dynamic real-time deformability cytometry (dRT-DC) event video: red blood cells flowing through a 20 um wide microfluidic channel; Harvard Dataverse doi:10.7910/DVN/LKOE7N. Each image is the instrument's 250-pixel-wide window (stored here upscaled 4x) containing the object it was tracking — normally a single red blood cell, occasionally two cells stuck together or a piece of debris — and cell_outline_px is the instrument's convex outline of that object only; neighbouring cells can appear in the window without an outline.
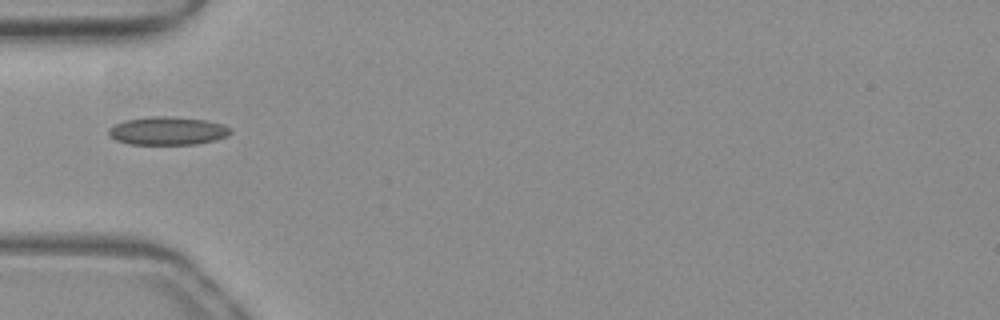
{"species": "common noctule bat (a hibernating species)", "species_latin": "Nyctalus noctula", "temperature_condition": "warm", "stored_images_in_passage": 36, "camera_frame_rate_fps": 3000, "um_per_image_px": 0.085, "animal": {"sex": "female", "body_mass_g": 19.3, "forearm_length_mm": 54.1}, "frame": {"image": 1, "passage_image": 1, "time_ms": 0.0, "image_size_px": [1000, 320], "cell_outline_px": [[232, 132], [228, 136], [216, 140], [196, 144], [128, 144], [116, 140], [108, 132], [108, 128], [124, 120], [152, 116], [172, 116], [204, 120], [224, 124], [232, 128]], "centroid_in_image_um": [14.29, 11.12], "position_along_channel_um": 70.7, "area_um2": 20.11}}
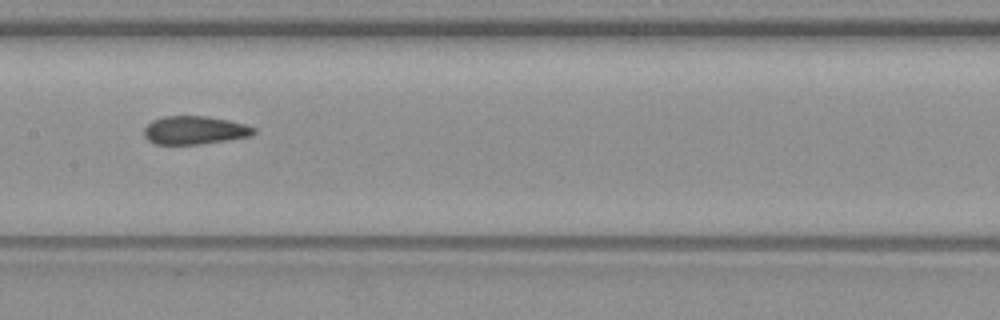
{"frame": {"image": 2, "passage_image": 10, "time_ms": 3.0, "image_size_px": [1000, 320], "cell_outline_px": [[256, 132], [252, 136], [204, 144], [156, 144], [148, 140], [144, 136], [144, 128], [152, 120], [164, 116], [208, 116], [228, 120], [244, 124], [256, 128]], "centroid_in_image_um": [16.56, 11.07], "position_along_channel_um": 190.8, "area_um2": 18.21}}
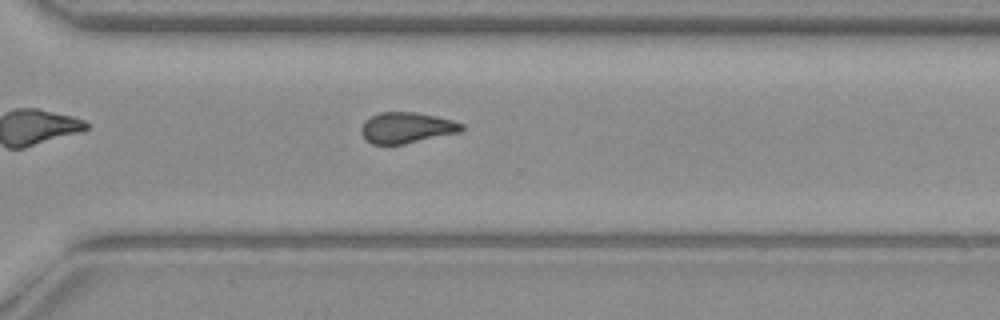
{"frame": {"image": 3, "passage_image": 21, "time_ms": 6.667, "image_size_px": [1000, 320], "cell_outline_px": [[464, 128], [460, 132], [404, 144], [372, 144], [364, 140], [360, 132], [360, 128], [364, 120], [380, 112], [416, 112], [452, 120], [464, 124]], "centroid_in_image_um": [34.52, 10.86], "position_along_channel_um": 336.1, "area_um2": 18.15}, "authors_computed_cell_mechanics": {"area_um2": 18.3226, "velocity_mm_per_s": 3.9728, "shape_relaxation_time_tau1_ms": null, "shape_relaxation_time_tau2_ms": 2.213, "deformation_change_tau1": null, "deformation_change_tau2": 0.0629}}